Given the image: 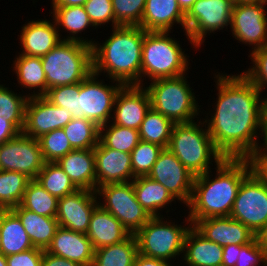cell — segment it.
<instances>
[{
    "label": "cell",
    "mask_w": 267,
    "mask_h": 266,
    "mask_svg": "<svg viewBox=\"0 0 267 266\" xmlns=\"http://www.w3.org/2000/svg\"><path fill=\"white\" fill-rule=\"evenodd\" d=\"M253 170L267 186V147H263L258 153L250 158Z\"/></svg>",
    "instance_id": "48"
},
{
    "label": "cell",
    "mask_w": 267,
    "mask_h": 266,
    "mask_svg": "<svg viewBox=\"0 0 267 266\" xmlns=\"http://www.w3.org/2000/svg\"><path fill=\"white\" fill-rule=\"evenodd\" d=\"M240 245L223 247L222 266H235L239 257Z\"/></svg>",
    "instance_id": "50"
},
{
    "label": "cell",
    "mask_w": 267,
    "mask_h": 266,
    "mask_svg": "<svg viewBox=\"0 0 267 266\" xmlns=\"http://www.w3.org/2000/svg\"><path fill=\"white\" fill-rule=\"evenodd\" d=\"M48 89L82 82L93 72L92 46L62 40L41 57Z\"/></svg>",
    "instance_id": "4"
},
{
    "label": "cell",
    "mask_w": 267,
    "mask_h": 266,
    "mask_svg": "<svg viewBox=\"0 0 267 266\" xmlns=\"http://www.w3.org/2000/svg\"><path fill=\"white\" fill-rule=\"evenodd\" d=\"M115 22L119 26H140L146 0H111Z\"/></svg>",
    "instance_id": "42"
},
{
    "label": "cell",
    "mask_w": 267,
    "mask_h": 266,
    "mask_svg": "<svg viewBox=\"0 0 267 266\" xmlns=\"http://www.w3.org/2000/svg\"><path fill=\"white\" fill-rule=\"evenodd\" d=\"M267 97V96H265ZM263 145L267 147V98L263 99Z\"/></svg>",
    "instance_id": "54"
},
{
    "label": "cell",
    "mask_w": 267,
    "mask_h": 266,
    "mask_svg": "<svg viewBox=\"0 0 267 266\" xmlns=\"http://www.w3.org/2000/svg\"><path fill=\"white\" fill-rule=\"evenodd\" d=\"M38 141L45 162H57L61 157L74 150L63 128L42 135Z\"/></svg>",
    "instance_id": "41"
},
{
    "label": "cell",
    "mask_w": 267,
    "mask_h": 266,
    "mask_svg": "<svg viewBox=\"0 0 267 266\" xmlns=\"http://www.w3.org/2000/svg\"><path fill=\"white\" fill-rule=\"evenodd\" d=\"M30 181L29 177L20 172L0 170V209L20 205Z\"/></svg>",
    "instance_id": "37"
},
{
    "label": "cell",
    "mask_w": 267,
    "mask_h": 266,
    "mask_svg": "<svg viewBox=\"0 0 267 266\" xmlns=\"http://www.w3.org/2000/svg\"><path fill=\"white\" fill-rule=\"evenodd\" d=\"M181 10L186 14L196 0H177Z\"/></svg>",
    "instance_id": "56"
},
{
    "label": "cell",
    "mask_w": 267,
    "mask_h": 266,
    "mask_svg": "<svg viewBox=\"0 0 267 266\" xmlns=\"http://www.w3.org/2000/svg\"><path fill=\"white\" fill-rule=\"evenodd\" d=\"M21 133L10 121L0 119V146Z\"/></svg>",
    "instance_id": "51"
},
{
    "label": "cell",
    "mask_w": 267,
    "mask_h": 266,
    "mask_svg": "<svg viewBox=\"0 0 267 266\" xmlns=\"http://www.w3.org/2000/svg\"><path fill=\"white\" fill-rule=\"evenodd\" d=\"M41 266H82L76 262L70 261L66 258L59 257L48 253L46 250L43 253Z\"/></svg>",
    "instance_id": "49"
},
{
    "label": "cell",
    "mask_w": 267,
    "mask_h": 266,
    "mask_svg": "<svg viewBox=\"0 0 267 266\" xmlns=\"http://www.w3.org/2000/svg\"><path fill=\"white\" fill-rule=\"evenodd\" d=\"M170 32L146 31L142 47L141 78L150 81L182 76L188 70V55ZM169 36V37H168ZM174 39V40H173Z\"/></svg>",
    "instance_id": "6"
},
{
    "label": "cell",
    "mask_w": 267,
    "mask_h": 266,
    "mask_svg": "<svg viewBox=\"0 0 267 266\" xmlns=\"http://www.w3.org/2000/svg\"><path fill=\"white\" fill-rule=\"evenodd\" d=\"M109 124V125H108ZM99 140L107 147L116 151L131 153L140 141L139 131L117 124L100 126Z\"/></svg>",
    "instance_id": "38"
},
{
    "label": "cell",
    "mask_w": 267,
    "mask_h": 266,
    "mask_svg": "<svg viewBox=\"0 0 267 266\" xmlns=\"http://www.w3.org/2000/svg\"><path fill=\"white\" fill-rule=\"evenodd\" d=\"M174 23L185 30V13L177 0H146L141 28L145 31L171 32Z\"/></svg>",
    "instance_id": "25"
},
{
    "label": "cell",
    "mask_w": 267,
    "mask_h": 266,
    "mask_svg": "<svg viewBox=\"0 0 267 266\" xmlns=\"http://www.w3.org/2000/svg\"><path fill=\"white\" fill-rule=\"evenodd\" d=\"M185 75L156 79L149 87L146 86L150 95L151 108L174 123L195 121L193 119L200 113L198 108L200 106Z\"/></svg>",
    "instance_id": "7"
},
{
    "label": "cell",
    "mask_w": 267,
    "mask_h": 266,
    "mask_svg": "<svg viewBox=\"0 0 267 266\" xmlns=\"http://www.w3.org/2000/svg\"><path fill=\"white\" fill-rule=\"evenodd\" d=\"M174 125L172 120L150 108L138 130L140 140L168 148Z\"/></svg>",
    "instance_id": "33"
},
{
    "label": "cell",
    "mask_w": 267,
    "mask_h": 266,
    "mask_svg": "<svg viewBox=\"0 0 267 266\" xmlns=\"http://www.w3.org/2000/svg\"><path fill=\"white\" fill-rule=\"evenodd\" d=\"M16 60H14V71L17 74L18 84L21 86L33 89L38 91L29 93V97L34 96H45L47 93V84H46V76L43 70L41 57L28 56V55H18L16 56Z\"/></svg>",
    "instance_id": "30"
},
{
    "label": "cell",
    "mask_w": 267,
    "mask_h": 266,
    "mask_svg": "<svg viewBox=\"0 0 267 266\" xmlns=\"http://www.w3.org/2000/svg\"><path fill=\"white\" fill-rule=\"evenodd\" d=\"M56 163L78 189L96 191L94 148L74 149Z\"/></svg>",
    "instance_id": "23"
},
{
    "label": "cell",
    "mask_w": 267,
    "mask_h": 266,
    "mask_svg": "<svg viewBox=\"0 0 267 266\" xmlns=\"http://www.w3.org/2000/svg\"><path fill=\"white\" fill-rule=\"evenodd\" d=\"M38 139L23 132L0 146V170L20 172L31 180H36L44 167Z\"/></svg>",
    "instance_id": "13"
},
{
    "label": "cell",
    "mask_w": 267,
    "mask_h": 266,
    "mask_svg": "<svg viewBox=\"0 0 267 266\" xmlns=\"http://www.w3.org/2000/svg\"><path fill=\"white\" fill-rule=\"evenodd\" d=\"M46 251L82 266H92L95 249L86 234L59 226Z\"/></svg>",
    "instance_id": "21"
},
{
    "label": "cell",
    "mask_w": 267,
    "mask_h": 266,
    "mask_svg": "<svg viewBox=\"0 0 267 266\" xmlns=\"http://www.w3.org/2000/svg\"><path fill=\"white\" fill-rule=\"evenodd\" d=\"M163 147L140 140L137 146L132 150L131 165L133 171V180L136 177L148 176L155 164Z\"/></svg>",
    "instance_id": "40"
},
{
    "label": "cell",
    "mask_w": 267,
    "mask_h": 266,
    "mask_svg": "<svg viewBox=\"0 0 267 266\" xmlns=\"http://www.w3.org/2000/svg\"><path fill=\"white\" fill-rule=\"evenodd\" d=\"M44 250L32 248L6 256L7 266H41Z\"/></svg>",
    "instance_id": "47"
},
{
    "label": "cell",
    "mask_w": 267,
    "mask_h": 266,
    "mask_svg": "<svg viewBox=\"0 0 267 266\" xmlns=\"http://www.w3.org/2000/svg\"><path fill=\"white\" fill-rule=\"evenodd\" d=\"M201 122L175 123L168 146L195 177L211 170V160L219 164L225 158L215 148L208 129L201 128Z\"/></svg>",
    "instance_id": "5"
},
{
    "label": "cell",
    "mask_w": 267,
    "mask_h": 266,
    "mask_svg": "<svg viewBox=\"0 0 267 266\" xmlns=\"http://www.w3.org/2000/svg\"><path fill=\"white\" fill-rule=\"evenodd\" d=\"M132 184L136 199L151 217H161L158 210L176 200L164 186L148 176L136 177Z\"/></svg>",
    "instance_id": "29"
},
{
    "label": "cell",
    "mask_w": 267,
    "mask_h": 266,
    "mask_svg": "<svg viewBox=\"0 0 267 266\" xmlns=\"http://www.w3.org/2000/svg\"><path fill=\"white\" fill-rule=\"evenodd\" d=\"M138 254L135 235L117 244L95 249L92 266H133Z\"/></svg>",
    "instance_id": "31"
},
{
    "label": "cell",
    "mask_w": 267,
    "mask_h": 266,
    "mask_svg": "<svg viewBox=\"0 0 267 266\" xmlns=\"http://www.w3.org/2000/svg\"><path fill=\"white\" fill-rule=\"evenodd\" d=\"M24 25L19 38L23 47L22 55L42 57L63 40L55 22L32 20Z\"/></svg>",
    "instance_id": "22"
},
{
    "label": "cell",
    "mask_w": 267,
    "mask_h": 266,
    "mask_svg": "<svg viewBox=\"0 0 267 266\" xmlns=\"http://www.w3.org/2000/svg\"><path fill=\"white\" fill-rule=\"evenodd\" d=\"M258 242L261 244L262 248L265 250L267 255V223L256 235Z\"/></svg>",
    "instance_id": "55"
},
{
    "label": "cell",
    "mask_w": 267,
    "mask_h": 266,
    "mask_svg": "<svg viewBox=\"0 0 267 266\" xmlns=\"http://www.w3.org/2000/svg\"><path fill=\"white\" fill-rule=\"evenodd\" d=\"M215 165L214 179L209 171L194 178L185 223L230 216L241 182L253 170L250 158H224Z\"/></svg>",
    "instance_id": "2"
},
{
    "label": "cell",
    "mask_w": 267,
    "mask_h": 266,
    "mask_svg": "<svg viewBox=\"0 0 267 266\" xmlns=\"http://www.w3.org/2000/svg\"><path fill=\"white\" fill-rule=\"evenodd\" d=\"M0 253L5 256L34 248L19 217L11 209H0Z\"/></svg>",
    "instance_id": "28"
},
{
    "label": "cell",
    "mask_w": 267,
    "mask_h": 266,
    "mask_svg": "<svg viewBox=\"0 0 267 266\" xmlns=\"http://www.w3.org/2000/svg\"><path fill=\"white\" fill-rule=\"evenodd\" d=\"M79 93L80 83H75L50 88L44 97L53 105L62 107L67 112L72 113L73 118H78Z\"/></svg>",
    "instance_id": "43"
},
{
    "label": "cell",
    "mask_w": 267,
    "mask_h": 266,
    "mask_svg": "<svg viewBox=\"0 0 267 266\" xmlns=\"http://www.w3.org/2000/svg\"><path fill=\"white\" fill-rule=\"evenodd\" d=\"M253 62L252 68L242 74L256 86L261 93L267 87V45L251 51L250 54Z\"/></svg>",
    "instance_id": "44"
},
{
    "label": "cell",
    "mask_w": 267,
    "mask_h": 266,
    "mask_svg": "<svg viewBox=\"0 0 267 266\" xmlns=\"http://www.w3.org/2000/svg\"><path fill=\"white\" fill-rule=\"evenodd\" d=\"M233 6L234 0H196L185 14V34L195 49L207 33L231 25Z\"/></svg>",
    "instance_id": "9"
},
{
    "label": "cell",
    "mask_w": 267,
    "mask_h": 266,
    "mask_svg": "<svg viewBox=\"0 0 267 266\" xmlns=\"http://www.w3.org/2000/svg\"><path fill=\"white\" fill-rule=\"evenodd\" d=\"M96 191L78 189L58 199L56 219L60 227L86 234L95 207L100 203Z\"/></svg>",
    "instance_id": "17"
},
{
    "label": "cell",
    "mask_w": 267,
    "mask_h": 266,
    "mask_svg": "<svg viewBox=\"0 0 267 266\" xmlns=\"http://www.w3.org/2000/svg\"><path fill=\"white\" fill-rule=\"evenodd\" d=\"M86 235L93 248L99 249L122 242L131 234L118 219L98 204L93 210Z\"/></svg>",
    "instance_id": "24"
},
{
    "label": "cell",
    "mask_w": 267,
    "mask_h": 266,
    "mask_svg": "<svg viewBox=\"0 0 267 266\" xmlns=\"http://www.w3.org/2000/svg\"><path fill=\"white\" fill-rule=\"evenodd\" d=\"M21 205L38 215L56 218L58 198L51 195L36 180H31L25 189Z\"/></svg>",
    "instance_id": "35"
},
{
    "label": "cell",
    "mask_w": 267,
    "mask_h": 266,
    "mask_svg": "<svg viewBox=\"0 0 267 266\" xmlns=\"http://www.w3.org/2000/svg\"><path fill=\"white\" fill-rule=\"evenodd\" d=\"M234 3H267V0H234Z\"/></svg>",
    "instance_id": "57"
},
{
    "label": "cell",
    "mask_w": 267,
    "mask_h": 266,
    "mask_svg": "<svg viewBox=\"0 0 267 266\" xmlns=\"http://www.w3.org/2000/svg\"><path fill=\"white\" fill-rule=\"evenodd\" d=\"M148 177L164 186L176 200L189 204L195 176L168 148L160 152Z\"/></svg>",
    "instance_id": "14"
},
{
    "label": "cell",
    "mask_w": 267,
    "mask_h": 266,
    "mask_svg": "<svg viewBox=\"0 0 267 266\" xmlns=\"http://www.w3.org/2000/svg\"><path fill=\"white\" fill-rule=\"evenodd\" d=\"M267 266V255L261 244L255 238L246 245H240V252L235 266Z\"/></svg>",
    "instance_id": "46"
},
{
    "label": "cell",
    "mask_w": 267,
    "mask_h": 266,
    "mask_svg": "<svg viewBox=\"0 0 267 266\" xmlns=\"http://www.w3.org/2000/svg\"><path fill=\"white\" fill-rule=\"evenodd\" d=\"M52 13L57 29L59 30V26H62L67 32L69 31L71 33H69L70 36L64 37L63 40L78 41L90 46L95 44V41L85 40L77 35L88 27H94L84 6L53 7V12H51V14ZM75 34L77 36H75Z\"/></svg>",
    "instance_id": "32"
},
{
    "label": "cell",
    "mask_w": 267,
    "mask_h": 266,
    "mask_svg": "<svg viewBox=\"0 0 267 266\" xmlns=\"http://www.w3.org/2000/svg\"><path fill=\"white\" fill-rule=\"evenodd\" d=\"M88 0H52V7L84 6Z\"/></svg>",
    "instance_id": "53"
},
{
    "label": "cell",
    "mask_w": 267,
    "mask_h": 266,
    "mask_svg": "<svg viewBox=\"0 0 267 266\" xmlns=\"http://www.w3.org/2000/svg\"><path fill=\"white\" fill-rule=\"evenodd\" d=\"M85 11L93 26L97 28L99 25L112 22V27H118L115 22V15L113 12L111 0H88L84 4Z\"/></svg>",
    "instance_id": "45"
},
{
    "label": "cell",
    "mask_w": 267,
    "mask_h": 266,
    "mask_svg": "<svg viewBox=\"0 0 267 266\" xmlns=\"http://www.w3.org/2000/svg\"><path fill=\"white\" fill-rule=\"evenodd\" d=\"M63 131L73 149H92L99 143L100 127L86 118H73Z\"/></svg>",
    "instance_id": "36"
},
{
    "label": "cell",
    "mask_w": 267,
    "mask_h": 266,
    "mask_svg": "<svg viewBox=\"0 0 267 266\" xmlns=\"http://www.w3.org/2000/svg\"><path fill=\"white\" fill-rule=\"evenodd\" d=\"M133 266H172L168 261L137 254Z\"/></svg>",
    "instance_id": "52"
},
{
    "label": "cell",
    "mask_w": 267,
    "mask_h": 266,
    "mask_svg": "<svg viewBox=\"0 0 267 266\" xmlns=\"http://www.w3.org/2000/svg\"><path fill=\"white\" fill-rule=\"evenodd\" d=\"M215 76L216 109L211 118L200 124L207 125L215 148L225 158H251L264 147L257 139L258 135L263 136L262 132L259 134L263 131L262 94L242 73Z\"/></svg>",
    "instance_id": "1"
},
{
    "label": "cell",
    "mask_w": 267,
    "mask_h": 266,
    "mask_svg": "<svg viewBox=\"0 0 267 266\" xmlns=\"http://www.w3.org/2000/svg\"><path fill=\"white\" fill-rule=\"evenodd\" d=\"M96 194L104 198V205L103 202L99 205L118 219L130 234L134 235L152 218L136 199L132 181L97 187Z\"/></svg>",
    "instance_id": "10"
},
{
    "label": "cell",
    "mask_w": 267,
    "mask_h": 266,
    "mask_svg": "<svg viewBox=\"0 0 267 266\" xmlns=\"http://www.w3.org/2000/svg\"><path fill=\"white\" fill-rule=\"evenodd\" d=\"M230 217L243 223L255 235L267 223V186L252 170L241 182Z\"/></svg>",
    "instance_id": "11"
},
{
    "label": "cell",
    "mask_w": 267,
    "mask_h": 266,
    "mask_svg": "<svg viewBox=\"0 0 267 266\" xmlns=\"http://www.w3.org/2000/svg\"><path fill=\"white\" fill-rule=\"evenodd\" d=\"M151 108L150 95L141 85H124L116 96L112 123L139 130Z\"/></svg>",
    "instance_id": "18"
},
{
    "label": "cell",
    "mask_w": 267,
    "mask_h": 266,
    "mask_svg": "<svg viewBox=\"0 0 267 266\" xmlns=\"http://www.w3.org/2000/svg\"><path fill=\"white\" fill-rule=\"evenodd\" d=\"M29 95L22 96L0 85V119L10 121L20 132L25 124V107Z\"/></svg>",
    "instance_id": "39"
},
{
    "label": "cell",
    "mask_w": 267,
    "mask_h": 266,
    "mask_svg": "<svg viewBox=\"0 0 267 266\" xmlns=\"http://www.w3.org/2000/svg\"><path fill=\"white\" fill-rule=\"evenodd\" d=\"M103 44L92 46L93 72L124 85H141L142 47L146 31L140 26H118Z\"/></svg>",
    "instance_id": "3"
},
{
    "label": "cell",
    "mask_w": 267,
    "mask_h": 266,
    "mask_svg": "<svg viewBox=\"0 0 267 266\" xmlns=\"http://www.w3.org/2000/svg\"><path fill=\"white\" fill-rule=\"evenodd\" d=\"M73 119L72 113L53 105L44 96L29 97L25 107L23 133L35 139L42 135L63 128Z\"/></svg>",
    "instance_id": "16"
},
{
    "label": "cell",
    "mask_w": 267,
    "mask_h": 266,
    "mask_svg": "<svg viewBox=\"0 0 267 266\" xmlns=\"http://www.w3.org/2000/svg\"><path fill=\"white\" fill-rule=\"evenodd\" d=\"M162 219L163 216L152 217L134 235L139 254L170 262L184 252V240L192 223L189 222L185 227Z\"/></svg>",
    "instance_id": "8"
},
{
    "label": "cell",
    "mask_w": 267,
    "mask_h": 266,
    "mask_svg": "<svg viewBox=\"0 0 267 266\" xmlns=\"http://www.w3.org/2000/svg\"><path fill=\"white\" fill-rule=\"evenodd\" d=\"M96 189L106 184L133 181L131 154L107 148L100 140L94 147Z\"/></svg>",
    "instance_id": "20"
},
{
    "label": "cell",
    "mask_w": 267,
    "mask_h": 266,
    "mask_svg": "<svg viewBox=\"0 0 267 266\" xmlns=\"http://www.w3.org/2000/svg\"><path fill=\"white\" fill-rule=\"evenodd\" d=\"M11 210L19 217L33 246L44 251L47 250L59 227L57 219L38 215L25 209L21 204Z\"/></svg>",
    "instance_id": "27"
},
{
    "label": "cell",
    "mask_w": 267,
    "mask_h": 266,
    "mask_svg": "<svg viewBox=\"0 0 267 266\" xmlns=\"http://www.w3.org/2000/svg\"><path fill=\"white\" fill-rule=\"evenodd\" d=\"M267 3H234L231 16L233 38L252 49L267 45Z\"/></svg>",
    "instance_id": "15"
},
{
    "label": "cell",
    "mask_w": 267,
    "mask_h": 266,
    "mask_svg": "<svg viewBox=\"0 0 267 266\" xmlns=\"http://www.w3.org/2000/svg\"><path fill=\"white\" fill-rule=\"evenodd\" d=\"M183 253L188 266H222L223 247L206 239L193 226L186 234Z\"/></svg>",
    "instance_id": "26"
},
{
    "label": "cell",
    "mask_w": 267,
    "mask_h": 266,
    "mask_svg": "<svg viewBox=\"0 0 267 266\" xmlns=\"http://www.w3.org/2000/svg\"><path fill=\"white\" fill-rule=\"evenodd\" d=\"M0 266H7L6 256L2 253H0Z\"/></svg>",
    "instance_id": "58"
},
{
    "label": "cell",
    "mask_w": 267,
    "mask_h": 266,
    "mask_svg": "<svg viewBox=\"0 0 267 266\" xmlns=\"http://www.w3.org/2000/svg\"><path fill=\"white\" fill-rule=\"evenodd\" d=\"M97 77L98 74L91 72L80 82L78 118L89 119L100 127L110 122L116 96L124 84L115 81L116 86H108Z\"/></svg>",
    "instance_id": "12"
},
{
    "label": "cell",
    "mask_w": 267,
    "mask_h": 266,
    "mask_svg": "<svg viewBox=\"0 0 267 266\" xmlns=\"http://www.w3.org/2000/svg\"><path fill=\"white\" fill-rule=\"evenodd\" d=\"M190 221L201 235L222 247L246 245L256 238V235L248 227L230 216Z\"/></svg>",
    "instance_id": "19"
},
{
    "label": "cell",
    "mask_w": 267,
    "mask_h": 266,
    "mask_svg": "<svg viewBox=\"0 0 267 266\" xmlns=\"http://www.w3.org/2000/svg\"><path fill=\"white\" fill-rule=\"evenodd\" d=\"M36 181L58 199L78 190L69 176L56 162H45Z\"/></svg>",
    "instance_id": "34"
}]
</instances>
